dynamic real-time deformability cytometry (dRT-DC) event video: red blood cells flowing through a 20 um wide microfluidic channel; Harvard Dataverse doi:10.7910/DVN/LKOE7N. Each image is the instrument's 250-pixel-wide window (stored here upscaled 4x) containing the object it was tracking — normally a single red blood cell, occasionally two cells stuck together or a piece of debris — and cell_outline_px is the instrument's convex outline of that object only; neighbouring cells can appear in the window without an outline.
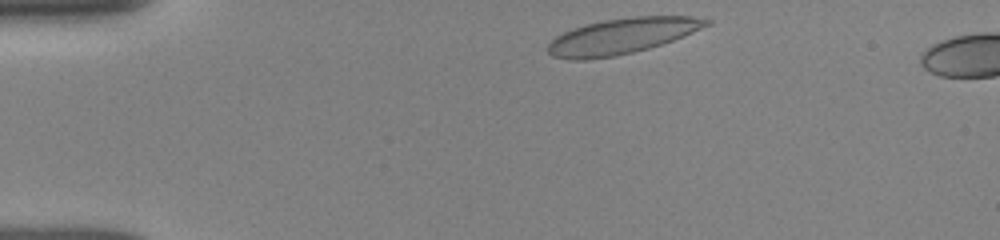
{"species": "human", "species_latin": "Homo sapiens", "temperature_condition": "room temperature", "stored_images_in_passage": 36, "segment_of_instrument_passage": [1, 2], "camera_frame_rate_fps": 3000, "um_per_image_px": 0.085, "donor": {"sex": "female"}, "frame": {"image": 1, "passage_image": 1, "time_ms": 0.0, "image_size_px": [1000, 240], "cell_outline_px": [[712, 24], [684, 36], [648, 48], [616, 56], [584, 60], [572, 60], [552, 56], [548, 52], [548, 44], [556, 36], [572, 28], [584, 24], [604, 20], [632, 16], [692, 16], [712, 20]], "centroid_in_image_um": [52.87, 3.06], "position_along_channel_um": 32.1, "area_um2": 32.95}}
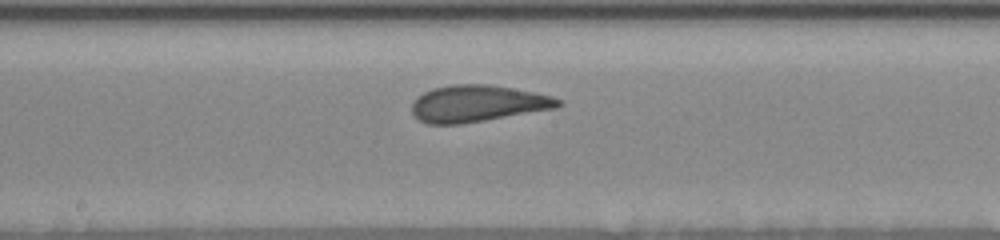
{"frame": {"image": 2, "passage_image": 17, "time_ms": 6.0, "image_size_px": [1000, 240], "cell_outline_px": [[564, 104], [556, 108], [460, 124], [428, 124], [412, 116], [412, 104], [424, 92], [432, 88], [452, 84], [488, 84], [512, 88], [552, 96], [564, 100]], "centroid_in_image_um": [40.6, 8.8], "position_along_channel_um": 207.6, "area_um2": 31.15}}
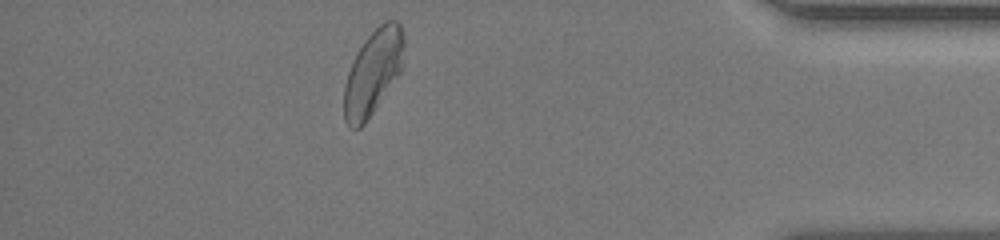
{"frame": {"image": 3, "passage_image": 31, "time_ms": 12.0, "image_size_px": [1000, 240], "cell_outline_px": [[404, 44], [400, 72], [364, 124], [360, 128], [352, 128], [344, 120], [344, 84], [352, 60], [356, 52], [364, 40], [384, 20], [396, 20], [400, 24], [404, 36]], "centroid_in_image_um": [31.68, 6.11], "position_along_channel_um": 403.5, "area_um2": 29.36}}